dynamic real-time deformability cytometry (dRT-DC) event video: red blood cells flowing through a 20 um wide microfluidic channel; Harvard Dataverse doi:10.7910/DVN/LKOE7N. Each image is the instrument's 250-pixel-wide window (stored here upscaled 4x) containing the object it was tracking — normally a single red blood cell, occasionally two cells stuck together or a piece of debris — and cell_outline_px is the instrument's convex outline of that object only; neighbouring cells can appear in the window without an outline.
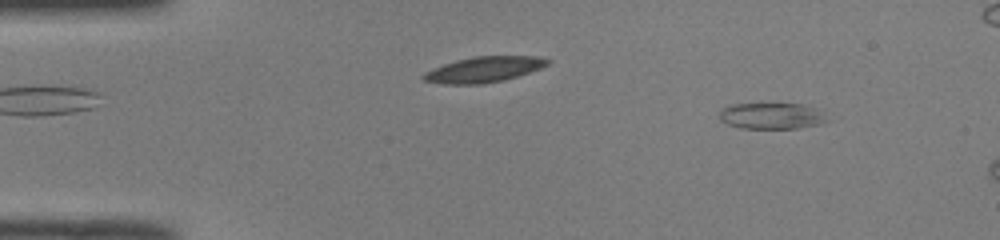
{"species": "common noctule bat (a hibernating species)", "species_latin": "Nyctalus noctula", "temperature_condition": "room temperature", "stored_images_in_passage": 12, "camera_frame_rate_fps": 3000, "um_per_image_px": 0.085, "animal": {"sex": "male", "body_mass_g": 19.0, "forearm_length_mm": 50.8}, "frame": {"image": 1, "passage_image": 6, "time_ms": 1.667, "image_size_px": [1000, 240], "cell_outline_px": [[828, 120], [816, 124], [796, 128], [740, 128], [728, 124], [720, 120], [720, 112], [724, 108], [732, 104], [800, 104], [816, 108]], "centroid_in_image_um": [65.54, 9.85], "position_along_channel_um": 19.5, "area_um2": 16.01}}